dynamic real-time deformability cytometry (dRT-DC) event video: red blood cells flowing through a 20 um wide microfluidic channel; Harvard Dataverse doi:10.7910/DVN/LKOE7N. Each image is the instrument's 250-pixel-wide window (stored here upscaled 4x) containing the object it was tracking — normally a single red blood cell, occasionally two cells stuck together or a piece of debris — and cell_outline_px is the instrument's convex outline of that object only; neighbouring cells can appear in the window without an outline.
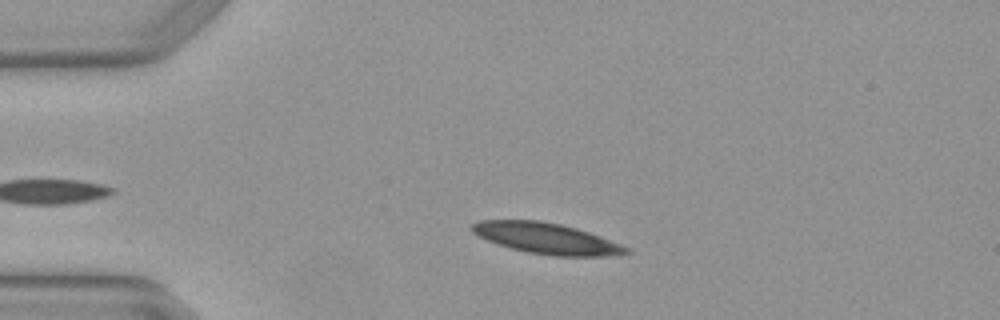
{"species": "Egyptian fruit bat (a non-hibernating species)", "species_latin": "Rousettus aegyptiacus", "temperature_condition": "warm", "stored_images_in_passage": 4, "camera_frame_rate_fps": 3000, "um_per_image_px": 0.085, "animal": {"sex": "female"}, "frame": {"image": 1, "passage_image": 3, "time_ms": 0.667, "image_size_px": [1000, 320], "cell_outline_px": [[632, 252], [624, 256], [552, 256], [528, 252], [496, 244], [476, 236], [468, 228], [472, 224], [480, 220], [540, 220], [560, 224], [576, 228], [600, 236], [632, 248]], "centroid_in_image_um": [46.49, 20.27], "position_along_channel_um": 38.5, "area_um2": 28.21}}